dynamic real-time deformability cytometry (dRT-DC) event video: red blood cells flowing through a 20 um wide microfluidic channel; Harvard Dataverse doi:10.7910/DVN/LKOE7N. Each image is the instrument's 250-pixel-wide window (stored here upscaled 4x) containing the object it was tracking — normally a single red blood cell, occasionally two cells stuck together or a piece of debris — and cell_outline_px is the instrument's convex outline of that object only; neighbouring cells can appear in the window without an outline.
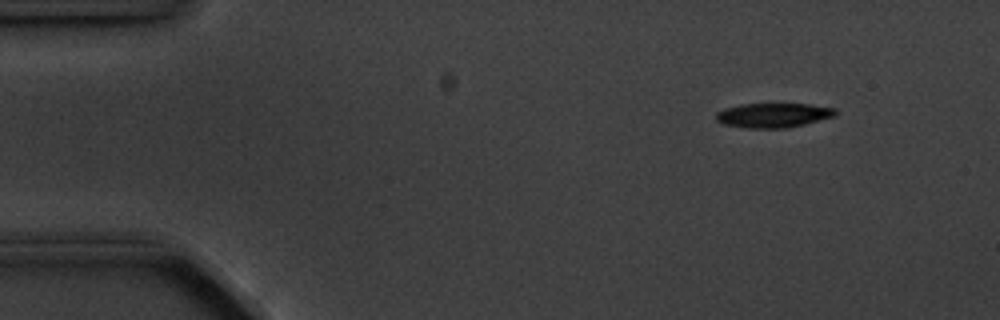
{"species": "common noctule bat (a hibernating species)", "species_latin": "Nyctalus noctula", "temperature_condition": "cold", "stored_images_in_passage": 3, "camera_frame_rate_fps": 3000, "um_per_image_px": 0.085, "animal": {"sex": "male", "body_mass_g": 20.1, "forearm_length_mm": 53.5}, "frame": {"image": 1, "passage_image": 3, "time_ms": 2.333, "image_size_px": [1000, 320], "cell_outline_px": [[836, 116], [788, 128], [748, 128], [724, 124], [716, 120], [716, 112], [724, 108], [740, 104], [808, 104], [836, 108]], "centroid_in_image_um": [65.73, 9.79], "position_along_channel_um": 19.3, "area_um2": 17.05}}